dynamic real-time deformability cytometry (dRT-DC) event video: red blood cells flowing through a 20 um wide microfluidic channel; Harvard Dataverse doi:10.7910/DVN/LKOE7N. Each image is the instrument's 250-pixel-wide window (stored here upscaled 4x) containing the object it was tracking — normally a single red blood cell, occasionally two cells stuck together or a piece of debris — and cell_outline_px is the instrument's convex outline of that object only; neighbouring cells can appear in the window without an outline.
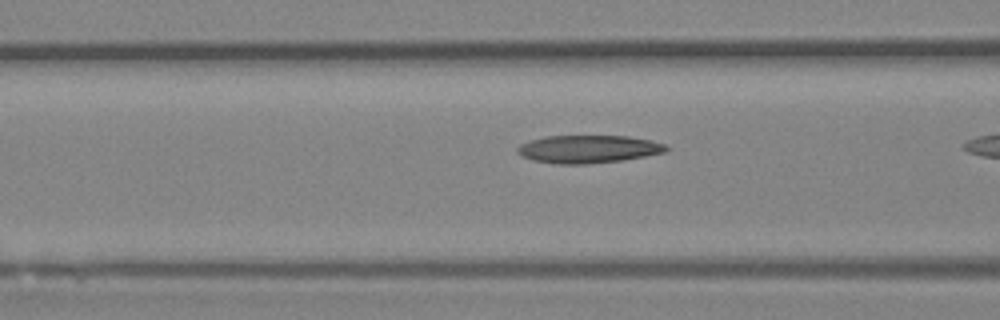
{"species": "Egyptian fruit bat (a non-hibernating species)", "species_latin": "Rousettus aegyptiacus", "temperature_condition": "room temperature", "stored_images_in_passage": 13, "camera_frame_rate_fps": 3000, "um_per_image_px": 0.085, "animal": {"sex": "female"}, "frame": {"image": 1, "passage_image": 6, "time_ms": 1.667, "image_size_px": [1000, 320], "cell_outline_px": [[668, 148], [664, 152], [644, 156], [620, 160], [588, 164], [556, 164], [532, 160], [516, 152], [516, 148], [520, 144], [528, 140], [544, 136], [628, 136], [648, 140], [664, 144]], "centroid_in_image_um": [49.93, 12.67], "position_along_channel_um": 116.7, "area_um2": 23.99}}